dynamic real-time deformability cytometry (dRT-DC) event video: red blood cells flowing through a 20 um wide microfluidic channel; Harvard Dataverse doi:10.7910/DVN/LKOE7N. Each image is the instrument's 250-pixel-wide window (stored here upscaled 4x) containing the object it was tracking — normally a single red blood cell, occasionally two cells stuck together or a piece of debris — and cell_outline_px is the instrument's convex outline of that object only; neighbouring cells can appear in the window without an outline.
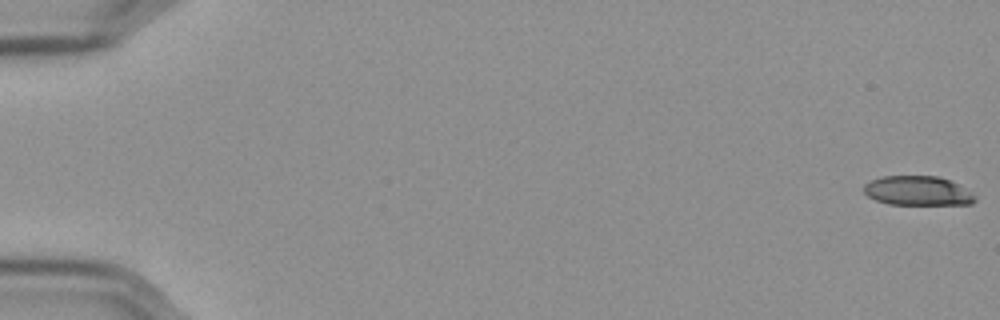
{"species": "Egyptian fruit bat (a non-hibernating species)", "species_latin": "Rousettus aegyptiacus", "temperature_condition": "cold", "stored_images_in_passage": 58, "camera_frame_rate_fps": 3000, "um_per_image_px": 0.085, "frame": {"image": 1, "passage_image": 1, "time_ms": 0.0, "image_size_px": [1000, 320], "cell_outline_px": [[976, 200], [972, 204], [888, 204], [876, 200], [868, 196], [864, 192], [864, 184], [880, 176], [936, 176], [948, 180], [956, 184], [976, 196]], "centroid_in_image_um": [77.97, 16.22], "position_along_channel_um": 7.0, "area_um2": 18.79}}
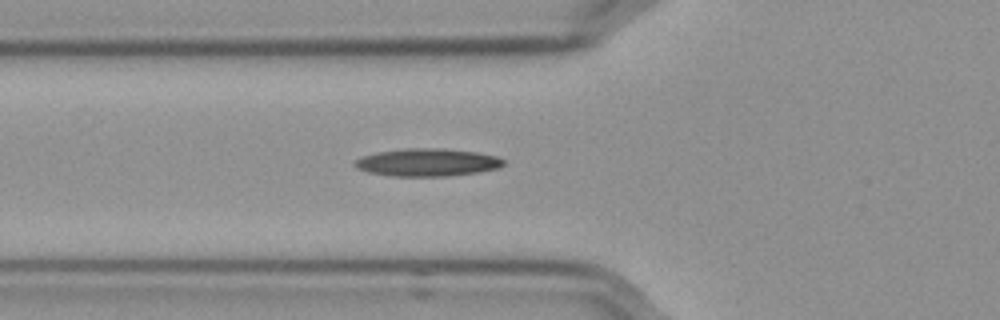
{"frame": {"image": 2, "passage_image": 22, "time_ms": 7.0, "image_size_px": [1000, 320], "cell_outline_px": [[504, 164], [496, 168], [476, 172], [448, 176], [392, 176], [368, 172], [356, 168], [352, 164], [356, 160], [364, 156], [376, 152], [404, 148], [444, 148], [476, 152], [496, 156], [504, 160]], "centroid_in_image_um": [36.28, 13.79], "position_along_channel_um": 89.5, "area_um2": 23.93}}
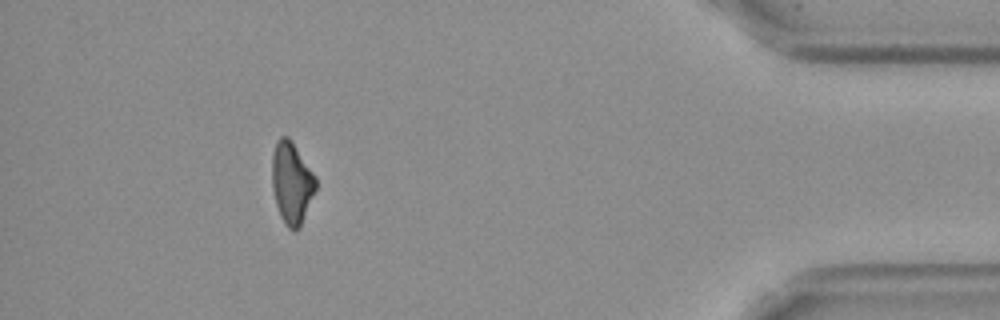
{"frame": {"image": 3, "passage_image": 53, "time_ms": 17.333, "image_size_px": [1000, 320], "cell_outline_px": [[316, 188], [300, 228], [296, 232], [292, 232], [284, 224], [280, 216], [276, 204], [272, 188], [272, 152], [276, 140], [280, 136], [288, 136], [292, 140], [316, 176]], "centroid_in_image_um": [24.78, 15.54], "position_along_channel_um": 410.4, "area_um2": 21.21}}